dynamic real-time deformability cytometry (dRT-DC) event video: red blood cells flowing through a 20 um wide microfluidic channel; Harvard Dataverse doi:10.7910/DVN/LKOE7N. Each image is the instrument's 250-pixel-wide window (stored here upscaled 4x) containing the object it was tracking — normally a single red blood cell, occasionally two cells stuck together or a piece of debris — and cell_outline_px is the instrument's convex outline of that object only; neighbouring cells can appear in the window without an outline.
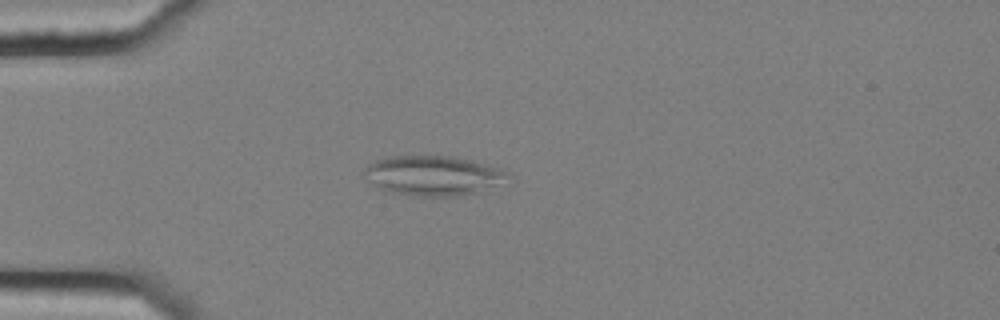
{"species": "common noctule bat (a hibernating species)", "species_latin": "Nyctalus noctula", "temperature_condition": "cold", "stored_images_in_passage": 1, "camera_frame_rate_fps": 3000, "um_per_image_px": 0.085, "animal": {"sex": "female", "body_mass_g": 25.1}, "frame": {"image": 1, "passage_image": 1, "time_ms": 0.0, "image_size_px": [1000, 320], "cell_outline_px": [[512, 176], [476, 192], [460, 196], [420, 196], [384, 192], [368, 180], [360, 172], [368, 164], [376, 160], [392, 156], [448, 156], [472, 160], [496, 168]], "centroid_in_image_um": [36.68, 14.93], "position_along_channel_um": 48.3, "area_um2": 32.89}}